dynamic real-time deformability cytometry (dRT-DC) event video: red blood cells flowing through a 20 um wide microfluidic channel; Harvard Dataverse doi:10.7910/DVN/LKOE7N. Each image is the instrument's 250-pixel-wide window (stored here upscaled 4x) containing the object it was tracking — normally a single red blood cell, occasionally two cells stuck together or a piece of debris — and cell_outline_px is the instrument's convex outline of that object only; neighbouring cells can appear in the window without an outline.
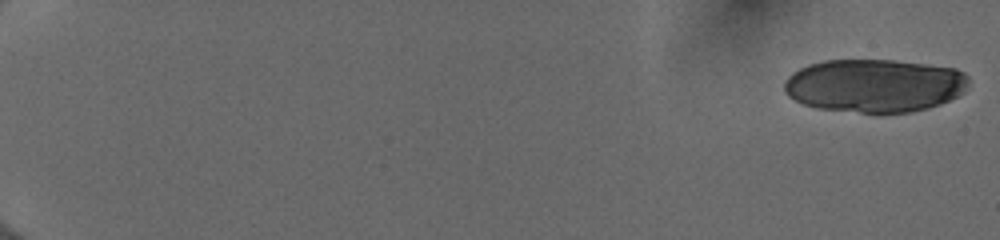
{"species": "human", "species_latin": "Homo sapiens", "temperature_condition": "cold", "stored_images_in_passage": 22, "camera_frame_rate_fps": 3000, "um_per_image_px": 0.085, "donor": {"sex": "female"}, "frame": {"image": 1, "passage_image": 1, "time_ms": 0.0, "image_size_px": [1000, 240], "cell_outline_px": [[968, 84], [964, 92], [940, 104], [928, 108], [912, 112], [860, 112], [816, 108], [804, 104], [788, 96], [784, 92], [784, 80], [792, 72], [808, 64], [824, 60], [892, 60], [956, 68], [964, 72], [968, 76]], "centroid_in_image_um": [74.32, 7.26], "position_along_channel_um": 10.7, "area_um2": 57.28}}